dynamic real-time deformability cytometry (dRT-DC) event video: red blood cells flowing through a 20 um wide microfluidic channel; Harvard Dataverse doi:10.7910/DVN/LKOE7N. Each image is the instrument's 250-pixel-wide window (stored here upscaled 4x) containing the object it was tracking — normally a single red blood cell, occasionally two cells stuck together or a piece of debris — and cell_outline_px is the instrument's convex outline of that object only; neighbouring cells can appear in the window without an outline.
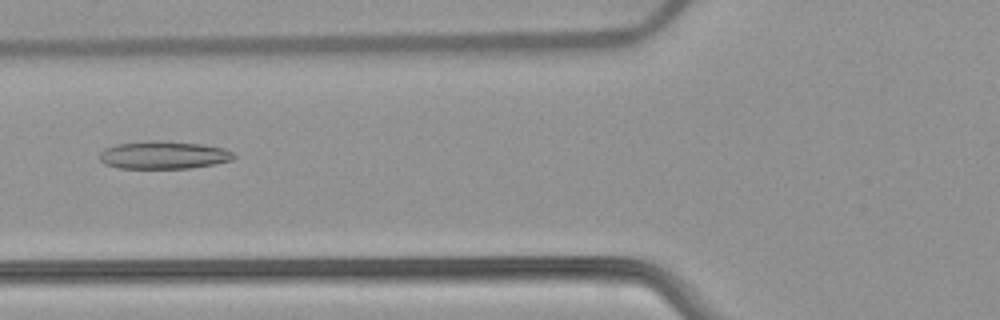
{"species": "common noctule bat (a hibernating species)", "species_latin": "Nyctalus noctula", "temperature_condition": "warm", "stored_images_in_passage": 37, "camera_frame_rate_fps": 3000, "um_per_image_px": 0.085, "animal": {"sex": "female", "body_mass_g": 22.7, "forearm_length_mm": 54.2}, "frame": {"image": 1, "passage_image": 5, "time_ms": 1.333, "image_size_px": [1000, 320], "cell_outline_px": [[236, 156], [232, 160], [212, 164], [188, 168], [120, 168], [104, 164], [100, 160], [100, 152], [104, 148], [116, 144], [148, 140], [160, 140], [204, 144], [224, 148], [232, 152]], "centroid_in_image_um": [13.88, 13.16], "position_along_channel_um": 111.9, "area_um2": 21.85}}
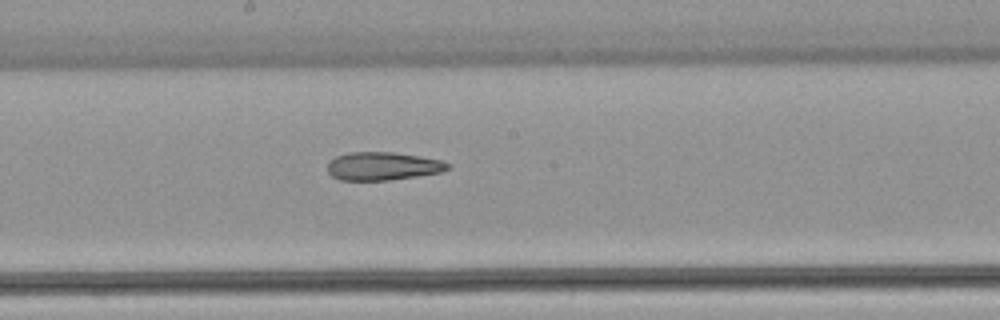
{"frame": {"image": 2, "passage_image": 13, "time_ms": 4.0, "image_size_px": [1000, 320], "cell_outline_px": [[452, 164], [448, 168], [440, 172], [416, 176], [388, 180], [340, 180], [332, 176], [328, 172], [328, 164], [336, 156], [348, 152], [392, 152], [420, 156], [440, 160]], "centroid_in_image_um": [32.53, 14.12], "position_along_channel_um": 215.7, "area_um2": 19.59}}
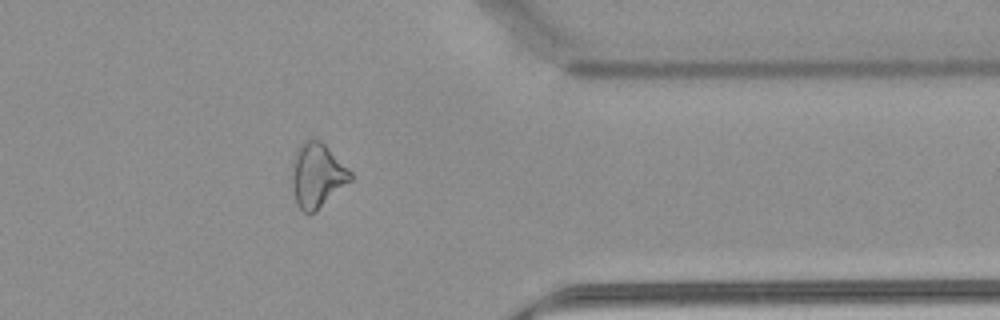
{"frame": {"image": 3, "passage_image": 27, "time_ms": 8.667, "image_size_px": [1000, 320], "cell_outline_px": [[352, 180], [316, 212], [308, 216], [300, 208], [296, 200], [292, 184], [292, 160], [300, 144], [304, 140], [312, 136], [320, 140], [352, 172]], "centroid_in_image_um": [26.96, 14.9], "position_along_channel_um": 384.4, "area_um2": 22.14}, "authors_computed_cell_mechanics": {"area_um2": 21.4438, "velocity_mm_per_s": 3.8839, "shape_relaxation_time_tau1_ms": null, "shape_relaxation_time_tau2_ms": 3.6319, "deformation_change_tau1": null, "deformation_change_tau2": 0.1283}}